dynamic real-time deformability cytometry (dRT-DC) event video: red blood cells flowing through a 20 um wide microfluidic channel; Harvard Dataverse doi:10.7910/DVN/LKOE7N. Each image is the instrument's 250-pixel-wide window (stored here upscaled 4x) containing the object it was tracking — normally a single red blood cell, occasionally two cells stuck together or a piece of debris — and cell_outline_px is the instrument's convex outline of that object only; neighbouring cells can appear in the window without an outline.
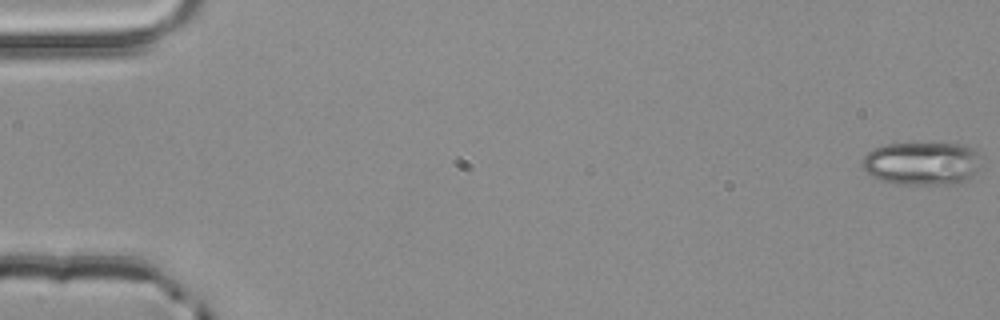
{"species": "common noctule bat (a hibernating species)", "species_latin": "Nyctalus noctula", "temperature_condition": "room temperature", "stored_images_in_passage": 54, "camera_frame_rate_fps": 3000, "um_per_image_px": 0.085, "animal": {"sex": "male", "body_mass_g": 20.4}, "frame": {"image": 1, "passage_image": 1, "time_ms": 0.0, "image_size_px": [1000, 320], "cell_outline_px": [[980, 152], [976, 168], [960, 184], [900, 184], [880, 180], [868, 176], [864, 172], [860, 160], [872, 148], [884, 144], [964, 144], [976, 148]], "centroid_in_image_um": [78.28, 13.88], "position_along_channel_um": 6.7, "area_um2": 30.06}}
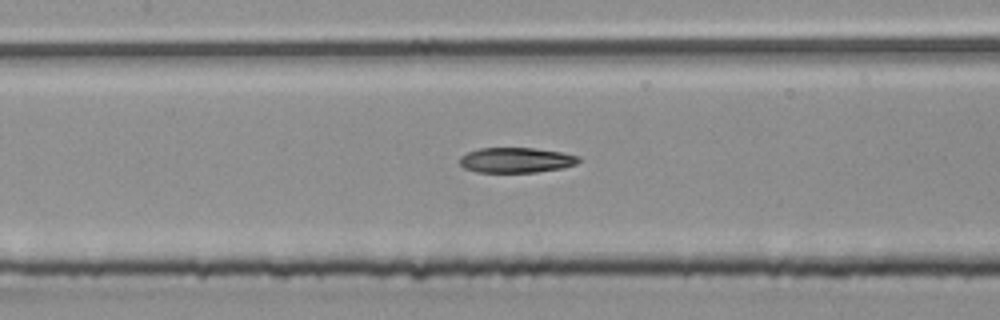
{"frame": {"image": 2, "passage_image": 26, "time_ms": 8.333, "image_size_px": [1000, 320], "cell_outline_px": [[580, 160], [576, 164], [564, 168], [536, 172], [476, 172], [464, 168], [460, 164], [460, 156], [468, 152], [480, 148], [532, 148], [560, 152], [580, 156]], "centroid_in_image_um": [43.87, 13.61], "position_along_channel_um": 163.5, "area_um2": 17.46}}
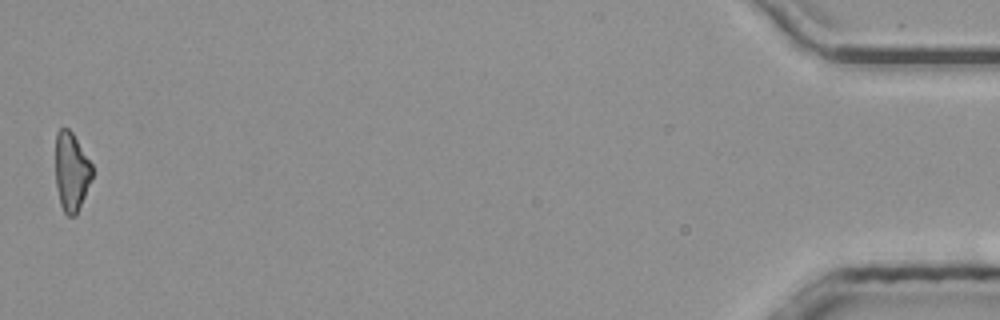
{"frame": {"image": 3, "passage_image": 54, "time_ms": 17.667, "image_size_px": [1000, 320], "cell_outline_px": [[92, 176], [76, 216], [68, 216], [64, 212], [60, 204], [56, 184], [56, 132], [60, 128], [68, 128], [72, 132], [92, 164]], "centroid_in_image_um": [6.06, 14.59], "position_along_channel_um": 429.1, "area_um2": 16.65}, "authors_computed_cell_mechanics": {"area_um2": 18.3226, "velocity_mm_per_s": 3.9245, "shape_relaxation_time_tau1_ms": null, "shape_relaxation_time_tau2_ms": 9.8493, "deformation_change_tau1": null, "deformation_change_tau2": 0.2246}}